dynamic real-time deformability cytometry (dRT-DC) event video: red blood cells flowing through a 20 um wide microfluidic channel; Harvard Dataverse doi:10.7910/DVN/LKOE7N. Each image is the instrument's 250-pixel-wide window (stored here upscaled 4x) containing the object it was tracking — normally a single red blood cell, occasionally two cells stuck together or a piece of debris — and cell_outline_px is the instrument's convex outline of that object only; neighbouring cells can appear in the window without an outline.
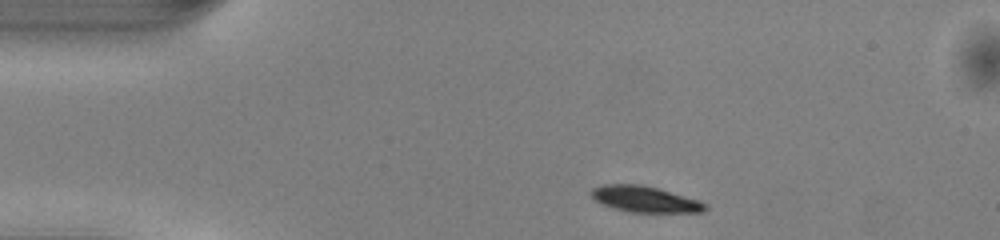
{"species": "common noctule bat (a hibernating species)", "species_latin": "Nyctalus noctula", "temperature_condition": "warm", "stored_images_in_passage": 42, "camera_frame_rate_fps": 3000, "um_per_image_px": 0.085, "animal": {"sex": "male", "body_mass_g": 13.0, "forearm_length_mm": 53.1}, "frame": {"image": 1, "passage_image": 1, "time_ms": 0.0, "image_size_px": [1000, 240], "cell_outline_px": [[708, 208], [704, 212], [632, 212], [616, 208], [604, 204], [596, 200], [592, 196], [592, 188], [600, 184], [640, 184], [656, 188], [700, 200], [708, 204]], "centroid_in_image_um": [54.87, 16.92], "position_along_channel_um": 30.1, "area_um2": 17.11}}
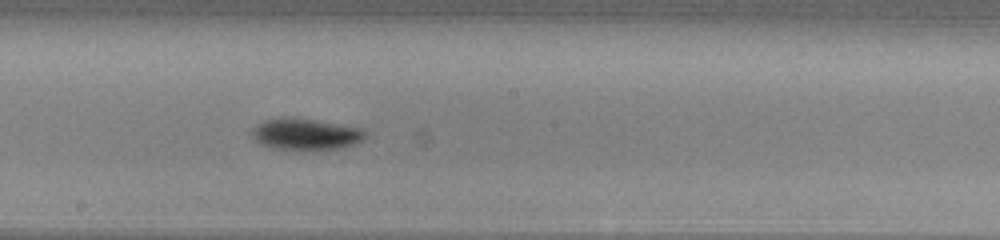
{"frame": {"image": 2, "passage_image": 19, "time_ms": 6.0, "image_size_px": [1000, 240], "cell_outline_px": [[368, 132], [360, 140], [344, 148], [312, 152], [272, 148], [260, 144], [252, 136], [252, 128], [256, 124], [264, 120], [284, 116], [340, 124], [360, 128]], "centroid_in_image_um": [25.94, 11.43], "position_along_channel_um": 222.3, "area_um2": 21.27}}
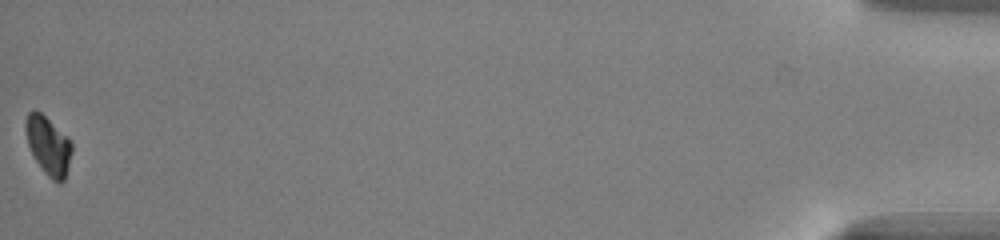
{"frame": {"image": 3, "passage_image": 42, "time_ms": 13.667, "image_size_px": [1000, 240], "cell_outline_px": [[72, 152], [68, 168], [64, 180], [60, 184], [52, 180], [44, 172], [36, 160], [28, 144], [24, 128], [24, 120], [28, 112], [40, 112], [68, 136], [72, 140]], "centroid_in_image_um": [4.12, 12.38], "position_along_channel_um": 431.1, "area_um2": 15.78}, "authors_computed_cell_mechanics": {"area_um2": 18.8717, "velocity_mm_per_s": 4.0809, "shape_relaxation_time_tau1_ms": 1.4258, "shape_relaxation_time_tau2_ms": null, "deformation_change_tau1": 0.0944, "deformation_change_tau2": null}}